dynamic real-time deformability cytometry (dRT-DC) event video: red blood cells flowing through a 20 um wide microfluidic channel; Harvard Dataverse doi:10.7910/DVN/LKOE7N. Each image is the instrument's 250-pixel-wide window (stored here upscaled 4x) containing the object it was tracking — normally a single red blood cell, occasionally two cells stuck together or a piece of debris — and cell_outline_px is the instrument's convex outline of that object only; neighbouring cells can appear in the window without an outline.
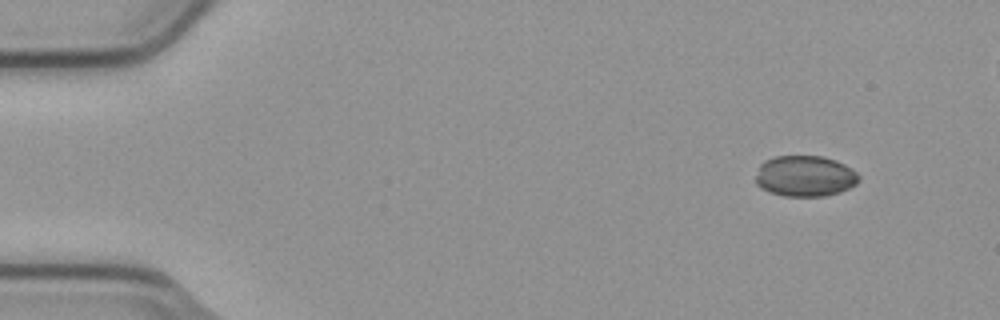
{"species": "common noctule bat (a hibernating species)", "species_latin": "Nyctalus noctula", "temperature_condition": "cold", "stored_images_in_passage": 5, "camera_frame_rate_fps": 3000, "um_per_image_px": 0.085, "animal": {"sex": "male", "body_mass_g": 23.1, "forearm_length_mm": 52.7}, "frame": {"image": 1, "passage_image": 1, "time_ms": 0.0, "image_size_px": [1000, 320], "cell_outline_px": [[860, 180], [856, 184], [840, 192], [824, 196], [780, 196], [768, 192], [760, 188], [756, 184], [756, 176], [760, 164], [764, 160], [776, 156], [820, 156], [836, 160], [852, 168], [860, 176]], "centroid_in_image_um": [68.41, 14.97], "position_along_channel_um": 16.6, "area_um2": 24.85}}